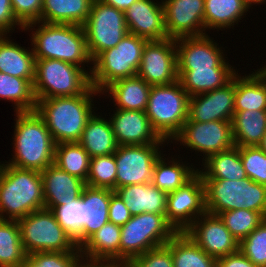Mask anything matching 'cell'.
Instances as JSON below:
<instances>
[{
  "mask_svg": "<svg viewBox=\"0 0 266 267\" xmlns=\"http://www.w3.org/2000/svg\"><path fill=\"white\" fill-rule=\"evenodd\" d=\"M98 93L101 92L91 86L81 95L37 101L36 112L43 118L55 144L80 140L87 121L95 113L92 100Z\"/></svg>",
  "mask_w": 266,
  "mask_h": 267,
  "instance_id": "obj_1",
  "label": "cell"
},
{
  "mask_svg": "<svg viewBox=\"0 0 266 267\" xmlns=\"http://www.w3.org/2000/svg\"><path fill=\"white\" fill-rule=\"evenodd\" d=\"M14 154L8 165L43 171L54 163L55 142L43 118L35 111L16 112Z\"/></svg>",
  "mask_w": 266,
  "mask_h": 267,
  "instance_id": "obj_2",
  "label": "cell"
},
{
  "mask_svg": "<svg viewBox=\"0 0 266 267\" xmlns=\"http://www.w3.org/2000/svg\"><path fill=\"white\" fill-rule=\"evenodd\" d=\"M42 208L41 173L0 163V219L19 220Z\"/></svg>",
  "mask_w": 266,
  "mask_h": 267,
  "instance_id": "obj_3",
  "label": "cell"
},
{
  "mask_svg": "<svg viewBox=\"0 0 266 267\" xmlns=\"http://www.w3.org/2000/svg\"><path fill=\"white\" fill-rule=\"evenodd\" d=\"M36 24L38 29L34 28L36 31L31 36L35 59H57L81 68L82 63L93 62L82 26L39 21L26 25L23 30H33Z\"/></svg>",
  "mask_w": 266,
  "mask_h": 267,
  "instance_id": "obj_4",
  "label": "cell"
},
{
  "mask_svg": "<svg viewBox=\"0 0 266 267\" xmlns=\"http://www.w3.org/2000/svg\"><path fill=\"white\" fill-rule=\"evenodd\" d=\"M203 182L206 212L219 215L245 208L266 218V186L249 177L241 180L203 179Z\"/></svg>",
  "mask_w": 266,
  "mask_h": 267,
  "instance_id": "obj_5",
  "label": "cell"
},
{
  "mask_svg": "<svg viewBox=\"0 0 266 267\" xmlns=\"http://www.w3.org/2000/svg\"><path fill=\"white\" fill-rule=\"evenodd\" d=\"M91 86V73L75 64L35 59L33 90L37 101L81 95Z\"/></svg>",
  "mask_w": 266,
  "mask_h": 267,
  "instance_id": "obj_6",
  "label": "cell"
},
{
  "mask_svg": "<svg viewBox=\"0 0 266 267\" xmlns=\"http://www.w3.org/2000/svg\"><path fill=\"white\" fill-rule=\"evenodd\" d=\"M148 40L128 33L120 43L101 52L92 63L91 85L101 92L116 80L137 76Z\"/></svg>",
  "mask_w": 266,
  "mask_h": 267,
  "instance_id": "obj_7",
  "label": "cell"
},
{
  "mask_svg": "<svg viewBox=\"0 0 266 267\" xmlns=\"http://www.w3.org/2000/svg\"><path fill=\"white\" fill-rule=\"evenodd\" d=\"M189 94L179 80L169 85L152 86L146 115L152 128L166 141L181 131L188 119Z\"/></svg>",
  "mask_w": 266,
  "mask_h": 267,
  "instance_id": "obj_8",
  "label": "cell"
},
{
  "mask_svg": "<svg viewBox=\"0 0 266 267\" xmlns=\"http://www.w3.org/2000/svg\"><path fill=\"white\" fill-rule=\"evenodd\" d=\"M121 227L120 265L147 251L166 245L177 233L164 214L134 215Z\"/></svg>",
  "mask_w": 266,
  "mask_h": 267,
  "instance_id": "obj_9",
  "label": "cell"
},
{
  "mask_svg": "<svg viewBox=\"0 0 266 267\" xmlns=\"http://www.w3.org/2000/svg\"><path fill=\"white\" fill-rule=\"evenodd\" d=\"M22 245L27 255L34 252H71L80 250L58 223L51 209L35 210L17 220Z\"/></svg>",
  "mask_w": 266,
  "mask_h": 267,
  "instance_id": "obj_10",
  "label": "cell"
},
{
  "mask_svg": "<svg viewBox=\"0 0 266 267\" xmlns=\"http://www.w3.org/2000/svg\"><path fill=\"white\" fill-rule=\"evenodd\" d=\"M82 28L92 60L104 50L117 46L128 34L124 12L99 0L92 1Z\"/></svg>",
  "mask_w": 266,
  "mask_h": 267,
  "instance_id": "obj_11",
  "label": "cell"
},
{
  "mask_svg": "<svg viewBox=\"0 0 266 267\" xmlns=\"http://www.w3.org/2000/svg\"><path fill=\"white\" fill-rule=\"evenodd\" d=\"M162 144L122 145L114 153L117 174L115 190L127 185L152 183L155 161Z\"/></svg>",
  "mask_w": 266,
  "mask_h": 267,
  "instance_id": "obj_12",
  "label": "cell"
},
{
  "mask_svg": "<svg viewBox=\"0 0 266 267\" xmlns=\"http://www.w3.org/2000/svg\"><path fill=\"white\" fill-rule=\"evenodd\" d=\"M205 212V186L198 172L167 194L165 218L176 232H185Z\"/></svg>",
  "mask_w": 266,
  "mask_h": 267,
  "instance_id": "obj_13",
  "label": "cell"
},
{
  "mask_svg": "<svg viewBox=\"0 0 266 267\" xmlns=\"http://www.w3.org/2000/svg\"><path fill=\"white\" fill-rule=\"evenodd\" d=\"M172 140L179 141L186 148L202 152L203 161L210 155L235 146L232 121H186Z\"/></svg>",
  "mask_w": 266,
  "mask_h": 267,
  "instance_id": "obj_14",
  "label": "cell"
},
{
  "mask_svg": "<svg viewBox=\"0 0 266 267\" xmlns=\"http://www.w3.org/2000/svg\"><path fill=\"white\" fill-rule=\"evenodd\" d=\"M137 76L150 86L175 83L178 80L175 39L147 41Z\"/></svg>",
  "mask_w": 266,
  "mask_h": 267,
  "instance_id": "obj_15",
  "label": "cell"
},
{
  "mask_svg": "<svg viewBox=\"0 0 266 267\" xmlns=\"http://www.w3.org/2000/svg\"><path fill=\"white\" fill-rule=\"evenodd\" d=\"M185 233L216 260L239 251V242L226 228L219 215L205 212Z\"/></svg>",
  "mask_w": 266,
  "mask_h": 267,
  "instance_id": "obj_16",
  "label": "cell"
},
{
  "mask_svg": "<svg viewBox=\"0 0 266 267\" xmlns=\"http://www.w3.org/2000/svg\"><path fill=\"white\" fill-rule=\"evenodd\" d=\"M177 49V70L212 68H234L223 50L207 34L175 39ZM218 46V47H217Z\"/></svg>",
  "mask_w": 266,
  "mask_h": 267,
  "instance_id": "obj_17",
  "label": "cell"
},
{
  "mask_svg": "<svg viewBox=\"0 0 266 267\" xmlns=\"http://www.w3.org/2000/svg\"><path fill=\"white\" fill-rule=\"evenodd\" d=\"M168 38L200 36L205 33L204 0H162Z\"/></svg>",
  "mask_w": 266,
  "mask_h": 267,
  "instance_id": "obj_18",
  "label": "cell"
},
{
  "mask_svg": "<svg viewBox=\"0 0 266 267\" xmlns=\"http://www.w3.org/2000/svg\"><path fill=\"white\" fill-rule=\"evenodd\" d=\"M234 106L235 75L221 88L191 96L186 121H232Z\"/></svg>",
  "mask_w": 266,
  "mask_h": 267,
  "instance_id": "obj_19",
  "label": "cell"
},
{
  "mask_svg": "<svg viewBox=\"0 0 266 267\" xmlns=\"http://www.w3.org/2000/svg\"><path fill=\"white\" fill-rule=\"evenodd\" d=\"M118 146L164 144L145 111L116 109L109 119Z\"/></svg>",
  "mask_w": 266,
  "mask_h": 267,
  "instance_id": "obj_20",
  "label": "cell"
},
{
  "mask_svg": "<svg viewBox=\"0 0 266 267\" xmlns=\"http://www.w3.org/2000/svg\"><path fill=\"white\" fill-rule=\"evenodd\" d=\"M159 3L153 0H138L129 6L124 11L128 33L148 41L167 39L164 7L162 1Z\"/></svg>",
  "mask_w": 266,
  "mask_h": 267,
  "instance_id": "obj_21",
  "label": "cell"
},
{
  "mask_svg": "<svg viewBox=\"0 0 266 267\" xmlns=\"http://www.w3.org/2000/svg\"><path fill=\"white\" fill-rule=\"evenodd\" d=\"M114 192L108 188H93L87 185L83 188L80 196L83 227L74 239L79 248L109 222V202Z\"/></svg>",
  "mask_w": 266,
  "mask_h": 267,
  "instance_id": "obj_22",
  "label": "cell"
},
{
  "mask_svg": "<svg viewBox=\"0 0 266 267\" xmlns=\"http://www.w3.org/2000/svg\"><path fill=\"white\" fill-rule=\"evenodd\" d=\"M43 181L44 206L52 209L79 199L85 182L52 163L40 172Z\"/></svg>",
  "mask_w": 266,
  "mask_h": 267,
  "instance_id": "obj_23",
  "label": "cell"
},
{
  "mask_svg": "<svg viewBox=\"0 0 266 267\" xmlns=\"http://www.w3.org/2000/svg\"><path fill=\"white\" fill-rule=\"evenodd\" d=\"M121 227L107 222L81 247L82 260L120 264Z\"/></svg>",
  "mask_w": 266,
  "mask_h": 267,
  "instance_id": "obj_24",
  "label": "cell"
},
{
  "mask_svg": "<svg viewBox=\"0 0 266 267\" xmlns=\"http://www.w3.org/2000/svg\"><path fill=\"white\" fill-rule=\"evenodd\" d=\"M115 192L125 202L132 216L141 213H166L167 194L152 183L127 185L117 188Z\"/></svg>",
  "mask_w": 266,
  "mask_h": 267,
  "instance_id": "obj_25",
  "label": "cell"
},
{
  "mask_svg": "<svg viewBox=\"0 0 266 267\" xmlns=\"http://www.w3.org/2000/svg\"><path fill=\"white\" fill-rule=\"evenodd\" d=\"M151 87L142 78L134 76L114 81L101 94L108 92L116 109L146 111Z\"/></svg>",
  "mask_w": 266,
  "mask_h": 267,
  "instance_id": "obj_26",
  "label": "cell"
},
{
  "mask_svg": "<svg viewBox=\"0 0 266 267\" xmlns=\"http://www.w3.org/2000/svg\"><path fill=\"white\" fill-rule=\"evenodd\" d=\"M35 56L33 49L21 47L6 35H0V72L13 77L34 80Z\"/></svg>",
  "mask_w": 266,
  "mask_h": 267,
  "instance_id": "obj_27",
  "label": "cell"
},
{
  "mask_svg": "<svg viewBox=\"0 0 266 267\" xmlns=\"http://www.w3.org/2000/svg\"><path fill=\"white\" fill-rule=\"evenodd\" d=\"M78 142L91 158L114 154L118 147L110 121L98 114L87 121Z\"/></svg>",
  "mask_w": 266,
  "mask_h": 267,
  "instance_id": "obj_28",
  "label": "cell"
},
{
  "mask_svg": "<svg viewBox=\"0 0 266 267\" xmlns=\"http://www.w3.org/2000/svg\"><path fill=\"white\" fill-rule=\"evenodd\" d=\"M178 80L189 96L223 87L237 73L233 68L177 70Z\"/></svg>",
  "mask_w": 266,
  "mask_h": 267,
  "instance_id": "obj_29",
  "label": "cell"
},
{
  "mask_svg": "<svg viewBox=\"0 0 266 267\" xmlns=\"http://www.w3.org/2000/svg\"><path fill=\"white\" fill-rule=\"evenodd\" d=\"M234 110H266V79L257 70L245 77L235 74Z\"/></svg>",
  "mask_w": 266,
  "mask_h": 267,
  "instance_id": "obj_30",
  "label": "cell"
},
{
  "mask_svg": "<svg viewBox=\"0 0 266 267\" xmlns=\"http://www.w3.org/2000/svg\"><path fill=\"white\" fill-rule=\"evenodd\" d=\"M93 0H43L42 22L82 26Z\"/></svg>",
  "mask_w": 266,
  "mask_h": 267,
  "instance_id": "obj_31",
  "label": "cell"
},
{
  "mask_svg": "<svg viewBox=\"0 0 266 267\" xmlns=\"http://www.w3.org/2000/svg\"><path fill=\"white\" fill-rule=\"evenodd\" d=\"M204 161H202L204 169H198L202 179L241 180L247 178L237 146L210 155Z\"/></svg>",
  "mask_w": 266,
  "mask_h": 267,
  "instance_id": "obj_32",
  "label": "cell"
},
{
  "mask_svg": "<svg viewBox=\"0 0 266 267\" xmlns=\"http://www.w3.org/2000/svg\"><path fill=\"white\" fill-rule=\"evenodd\" d=\"M232 130L235 146H258L266 133V110L234 112Z\"/></svg>",
  "mask_w": 266,
  "mask_h": 267,
  "instance_id": "obj_33",
  "label": "cell"
},
{
  "mask_svg": "<svg viewBox=\"0 0 266 267\" xmlns=\"http://www.w3.org/2000/svg\"><path fill=\"white\" fill-rule=\"evenodd\" d=\"M204 27L222 30L236 24L250 7L244 0H204ZM222 28V29H221Z\"/></svg>",
  "mask_w": 266,
  "mask_h": 267,
  "instance_id": "obj_34",
  "label": "cell"
},
{
  "mask_svg": "<svg viewBox=\"0 0 266 267\" xmlns=\"http://www.w3.org/2000/svg\"><path fill=\"white\" fill-rule=\"evenodd\" d=\"M166 246L171 250L174 267H213L217 262L185 232H177Z\"/></svg>",
  "mask_w": 266,
  "mask_h": 267,
  "instance_id": "obj_35",
  "label": "cell"
},
{
  "mask_svg": "<svg viewBox=\"0 0 266 267\" xmlns=\"http://www.w3.org/2000/svg\"><path fill=\"white\" fill-rule=\"evenodd\" d=\"M164 156L161 154L155 161L152 184L169 194L189 181L198 172V169L195 170L192 165L188 167L185 163L173 158L168 164L165 162Z\"/></svg>",
  "mask_w": 266,
  "mask_h": 267,
  "instance_id": "obj_36",
  "label": "cell"
},
{
  "mask_svg": "<svg viewBox=\"0 0 266 267\" xmlns=\"http://www.w3.org/2000/svg\"><path fill=\"white\" fill-rule=\"evenodd\" d=\"M0 99L14 102L15 112L35 111L37 100L33 90V80L0 72Z\"/></svg>",
  "mask_w": 266,
  "mask_h": 267,
  "instance_id": "obj_37",
  "label": "cell"
},
{
  "mask_svg": "<svg viewBox=\"0 0 266 267\" xmlns=\"http://www.w3.org/2000/svg\"><path fill=\"white\" fill-rule=\"evenodd\" d=\"M90 159L88 152L79 142L55 144L54 164L85 183L89 173Z\"/></svg>",
  "mask_w": 266,
  "mask_h": 267,
  "instance_id": "obj_38",
  "label": "cell"
},
{
  "mask_svg": "<svg viewBox=\"0 0 266 267\" xmlns=\"http://www.w3.org/2000/svg\"><path fill=\"white\" fill-rule=\"evenodd\" d=\"M26 258L17 220L0 219V267H20Z\"/></svg>",
  "mask_w": 266,
  "mask_h": 267,
  "instance_id": "obj_39",
  "label": "cell"
},
{
  "mask_svg": "<svg viewBox=\"0 0 266 267\" xmlns=\"http://www.w3.org/2000/svg\"><path fill=\"white\" fill-rule=\"evenodd\" d=\"M219 217L238 242L252 233L265 219L259 212L245 208L221 212Z\"/></svg>",
  "mask_w": 266,
  "mask_h": 267,
  "instance_id": "obj_40",
  "label": "cell"
},
{
  "mask_svg": "<svg viewBox=\"0 0 266 267\" xmlns=\"http://www.w3.org/2000/svg\"><path fill=\"white\" fill-rule=\"evenodd\" d=\"M116 174L114 154L92 157L85 184L93 188H108L115 191Z\"/></svg>",
  "mask_w": 266,
  "mask_h": 267,
  "instance_id": "obj_41",
  "label": "cell"
},
{
  "mask_svg": "<svg viewBox=\"0 0 266 267\" xmlns=\"http://www.w3.org/2000/svg\"><path fill=\"white\" fill-rule=\"evenodd\" d=\"M81 261V250L34 252L27 255L26 261L20 267H77Z\"/></svg>",
  "mask_w": 266,
  "mask_h": 267,
  "instance_id": "obj_42",
  "label": "cell"
},
{
  "mask_svg": "<svg viewBox=\"0 0 266 267\" xmlns=\"http://www.w3.org/2000/svg\"><path fill=\"white\" fill-rule=\"evenodd\" d=\"M239 251L258 267H266V218L239 242Z\"/></svg>",
  "mask_w": 266,
  "mask_h": 267,
  "instance_id": "obj_43",
  "label": "cell"
},
{
  "mask_svg": "<svg viewBox=\"0 0 266 267\" xmlns=\"http://www.w3.org/2000/svg\"><path fill=\"white\" fill-rule=\"evenodd\" d=\"M247 177L266 186V153L259 146L238 147Z\"/></svg>",
  "mask_w": 266,
  "mask_h": 267,
  "instance_id": "obj_44",
  "label": "cell"
},
{
  "mask_svg": "<svg viewBox=\"0 0 266 267\" xmlns=\"http://www.w3.org/2000/svg\"><path fill=\"white\" fill-rule=\"evenodd\" d=\"M51 210L62 228L75 239L83 227L81 199L53 207Z\"/></svg>",
  "mask_w": 266,
  "mask_h": 267,
  "instance_id": "obj_45",
  "label": "cell"
},
{
  "mask_svg": "<svg viewBox=\"0 0 266 267\" xmlns=\"http://www.w3.org/2000/svg\"><path fill=\"white\" fill-rule=\"evenodd\" d=\"M123 267H174L171 250L159 246L127 261Z\"/></svg>",
  "mask_w": 266,
  "mask_h": 267,
  "instance_id": "obj_46",
  "label": "cell"
},
{
  "mask_svg": "<svg viewBox=\"0 0 266 267\" xmlns=\"http://www.w3.org/2000/svg\"><path fill=\"white\" fill-rule=\"evenodd\" d=\"M16 20L25 27L42 21L43 0H10Z\"/></svg>",
  "mask_w": 266,
  "mask_h": 267,
  "instance_id": "obj_47",
  "label": "cell"
},
{
  "mask_svg": "<svg viewBox=\"0 0 266 267\" xmlns=\"http://www.w3.org/2000/svg\"><path fill=\"white\" fill-rule=\"evenodd\" d=\"M108 217L109 222L119 226L124 225L132 217L129 209L125 205V202L116 192H114L110 197Z\"/></svg>",
  "mask_w": 266,
  "mask_h": 267,
  "instance_id": "obj_48",
  "label": "cell"
},
{
  "mask_svg": "<svg viewBox=\"0 0 266 267\" xmlns=\"http://www.w3.org/2000/svg\"><path fill=\"white\" fill-rule=\"evenodd\" d=\"M16 25V26H15ZM20 29L24 27L16 20L10 0H0V35H7V33L14 31L15 27Z\"/></svg>",
  "mask_w": 266,
  "mask_h": 267,
  "instance_id": "obj_49",
  "label": "cell"
},
{
  "mask_svg": "<svg viewBox=\"0 0 266 267\" xmlns=\"http://www.w3.org/2000/svg\"><path fill=\"white\" fill-rule=\"evenodd\" d=\"M217 263L220 267H258L240 251L217 259Z\"/></svg>",
  "mask_w": 266,
  "mask_h": 267,
  "instance_id": "obj_50",
  "label": "cell"
},
{
  "mask_svg": "<svg viewBox=\"0 0 266 267\" xmlns=\"http://www.w3.org/2000/svg\"><path fill=\"white\" fill-rule=\"evenodd\" d=\"M99 1H101L104 4L113 6L124 12L126 9H128L129 6H131L138 0H99Z\"/></svg>",
  "mask_w": 266,
  "mask_h": 267,
  "instance_id": "obj_51",
  "label": "cell"
},
{
  "mask_svg": "<svg viewBox=\"0 0 266 267\" xmlns=\"http://www.w3.org/2000/svg\"><path fill=\"white\" fill-rule=\"evenodd\" d=\"M77 267H123V265L111 262H89V261H81Z\"/></svg>",
  "mask_w": 266,
  "mask_h": 267,
  "instance_id": "obj_52",
  "label": "cell"
},
{
  "mask_svg": "<svg viewBox=\"0 0 266 267\" xmlns=\"http://www.w3.org/2000/svg\"><path fill=\"white\" fill-rule=\"evenodd\" d=\"M246 2V4L251 8V6H253V4H260L261 3H265L266 0H244Z\"/></svg>",
  "mask_w": 266,
  "mask_h": 267,
  "instance_id": "obj_53",
  "label": "cell"
},
{
  "mask_svg": "<svg viewBox=\"0 0 266 267\" xmlns=\"http://www.w3.org/2000/svg\"><path fill=\"white\" fill-rule=\"evenodd\" d=\"M258 146L266 153V133Z\"/></svg>",
  "mask_w": 266,
  "mask_h": 267,
  "instance_id": "obj_54",
  "label": "cell"
},
{
  "mask_svg": "<svg viewBox=\"0 0 266 267\" xmlns=\"http://www.w3.org/2000/svg\"><path fill=\"white\" fill-rule=\"evenodd\" d=\"M266 79V66L257 70Z\"/></svg>",
  "mask_w": 266,
  "mask_h": 267,
  "instance_id": "obj_55",
  "label": "cell"
},
{
  "mask_svg": "<svg viewBox=\"0 0 266 267\" xmlns=\"http://www.w3.org/2000/svg\"><path fill=\"white\" fill-rule=\"evenodd\" d=\"M213 267H220L219 264L216 262Z\"/></svg>",
  "mask_w": 266,
  "mask_h": 267,
  "instance_id": "obj_56",
  "label": "cell"
}]
</instances>
